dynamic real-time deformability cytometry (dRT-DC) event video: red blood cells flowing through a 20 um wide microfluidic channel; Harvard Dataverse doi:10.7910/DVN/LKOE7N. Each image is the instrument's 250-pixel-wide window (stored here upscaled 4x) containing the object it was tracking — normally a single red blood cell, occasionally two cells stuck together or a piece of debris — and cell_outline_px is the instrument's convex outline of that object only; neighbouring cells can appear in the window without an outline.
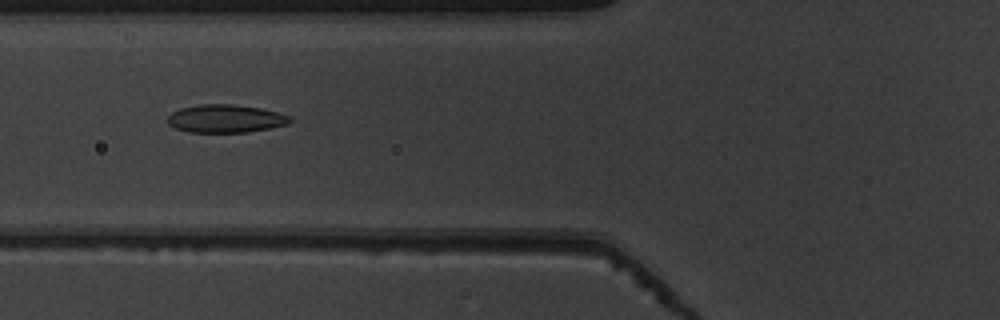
{"species": "common noctule bat (a hibernating species)", "species_latin": "Nyctalus noctula", "temperature_condition": "warm", "stored_images_in_passage": 36, "camera_frame_rate_fps": 3000, "um_per_image_px": 0.085, "animal": {"sex": "male", "body_mass_g": 19.5, "forearm_length_mm": 54.6}, "frame": {"image": 1, "passage_image": 5, "time_ms": 1.333, "image_size_px": [1000, 320], "cell_outline_px": [[292, 120], [288, 124], [248, 132], [188, 132], [176, 128], [168, 124], [168, 116], [172, 112], [180, 108], [200, 104], [232, 104], [260, 108], [292, 116]], "centroid_in_image_um": [19.17, 10.08], "position_along_channel_um": 106.6, "area_um2": 19.94}}
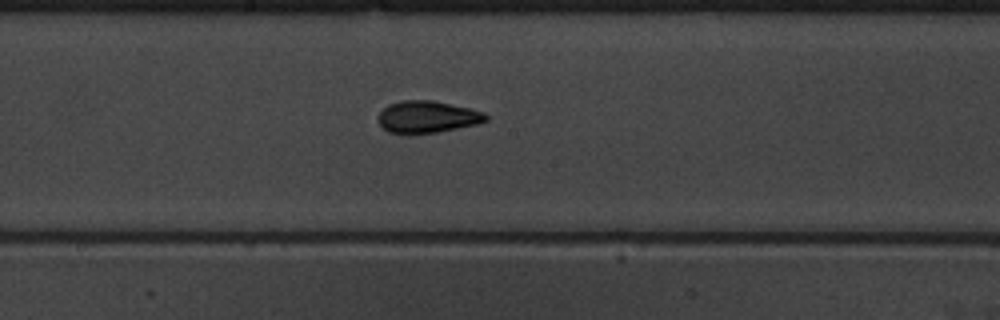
{"frame": {"image": 2, "passage_image": 13, "time_ms": 4.0, "image_size_px": [1000, 320], "cell_outline_px": [[488, 120], [476, 124], [436, 132], [408, 136], [404, 136], [388, 132], [380, 124], [376, 116], [388, 104], [404, 100], [432, 100], [452, 104], [484, 112], [488, 116]], "centroid_in_image_um": [36.26, 9.96], "position_along_channel_um": 211.9, "area_um2": 20.4}}
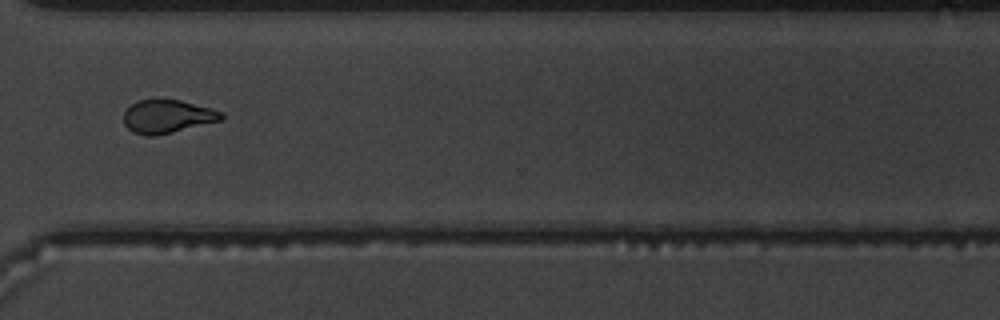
{"frame": {"image": 3, "passage_image": 24, "time_ms": 7.667, "image_size_px": [1000, 320], "cell_outline_px": [[224, 120], [156, 136], [148, 136], [132, 132], [124, 124], [124, 112], [132, 104], [140, 100], [180, 100], [212, 108], [220, 112], [224, 116]], "centroid_in_image_um": [14.25, 9.91], "position_along_channel_um": 356.4, "area_um2": 18.9}, "authors_computed_cell_mechanics": {"area_um2": 19.2474, "velocity_mm_per_s": 3.9452, "shape_relaxation_time_tau1_ms": 5.2674, "shape_relaxation_time_tau2_ms": 1.979, "deformation_change_tau1": 0.147, "deformation_change_tau2": 0.0859}}